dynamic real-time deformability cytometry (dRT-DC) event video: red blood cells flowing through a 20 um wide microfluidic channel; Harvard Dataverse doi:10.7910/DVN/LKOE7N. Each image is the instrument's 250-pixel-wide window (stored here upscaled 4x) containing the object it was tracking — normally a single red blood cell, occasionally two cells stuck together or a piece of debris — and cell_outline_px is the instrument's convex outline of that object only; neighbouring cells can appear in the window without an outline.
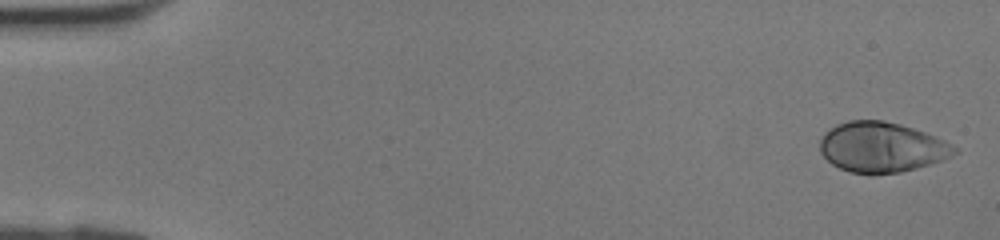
{"species": "human", "species_latin": "Homo sapiens", "temperature_condition": "room temperature", "stored_images_in_passage": 41, "camera_frame_rate_fps": 3000, "um_per_image_px": 0.085, "donor": {"sex": "female"}, "frame": {"image": 1, "passage_image": 1, "time_ms": 0.0, "image_size_px": [1000, 240], "cell_outline_px": [[960, 152], [944, 160], [916, 168], [900, 172], [872, 176], [852, 172], [840, 168], [832, 164], [820, 152], [820, 140], [824, 132], [828, 128], [836, 124], [848, 120], [884, 120], [900, 124], [936, 136], [952, 144]], "centroid_in_image_um": [74.94, 12.52], "position_along_channel_um": 10.1, "area_um2": 39.82}}
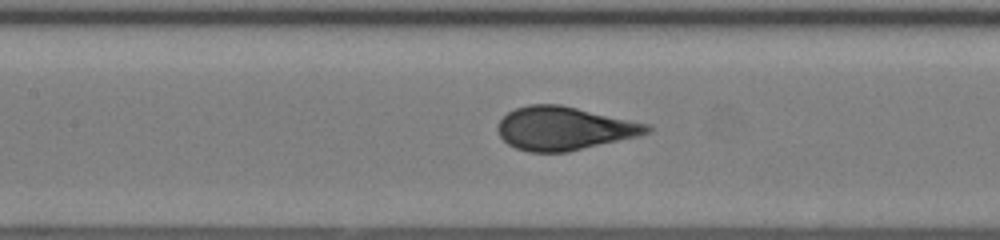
{"frame": {"image": 2, "passage_image": 19, "time_ms": 6.0, "image_size_px": [1000, 240], "cell_outline_px": [[652, 132], [640, 136], [568, 152], [528, 152], [516, 148], [508, 144], [500, 136], [496, 128], [500, 120], [508, 112], [516, 108], [528, 104], [560, 104], [648, 124], [652, 128]], "centroid_in_image_um": [47.95, 10.92], "position_along_channel_um": 159.4, "area_um2": 37.8}}
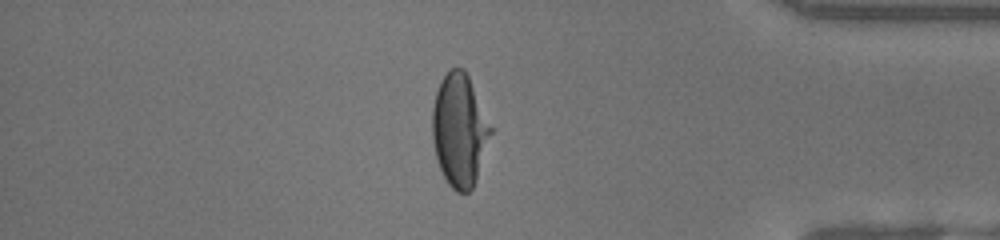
{"frame": {"image": 3, "passage_image": 35, "time_ms": 11.333, "image_size_px": [1000, 240], "cell_outline_px": [[492, 132], [476, 180], [472, 188], [468, 192], [456, 192], [448, 184], [440, 168], [436, 156], [432, 140], [432, 108], [436, 92], [440, 80], [452, 68], [464, 68], [468, 76], [492, 128]], "centroid_in_image_um": [39.04, 11.07], "position_along_channel_um": 396.2, "area_um2": 38.03}}